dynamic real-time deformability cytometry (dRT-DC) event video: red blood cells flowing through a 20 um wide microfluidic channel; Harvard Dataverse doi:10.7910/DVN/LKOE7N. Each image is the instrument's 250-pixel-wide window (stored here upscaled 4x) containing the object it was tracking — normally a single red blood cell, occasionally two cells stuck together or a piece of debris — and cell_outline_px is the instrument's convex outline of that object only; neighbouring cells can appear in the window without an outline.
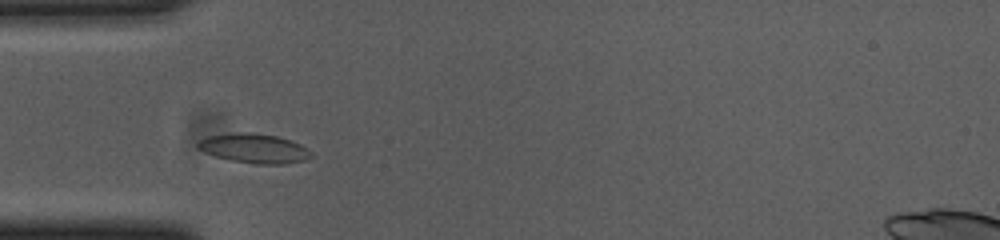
{"species": "common noctule bat (a hibernating species)", "species_latin": "Nyctalus noctula", "temperature_condition": "cold", "stored_images_in_passage": 33, "camera_frame_rate_fps": 3000, "um_per_image_px": 0.085, "animal": {"sex": "female", "body_mass_g": 23.0, "forearm_length_mm": 53.4}, "frame": {"image": 1, "passage_image": 4, "time_ms": 1.0, "image_size_px": [1000, 240], "cell_outline_px": [[312, 156], [304, 160], [284, 164], [256, 164], [232, 160], [216, 156], [204, 152], [196, 144], [200, 140], [208, 136], [236, 132], [252, 132], [276, 136], [292, 140], [308, 148], [312, 152]], "centroid_in_image_um": [21.64, 12.6], "position_along_channel_um": 63.4, "area_um2": 19.36}}
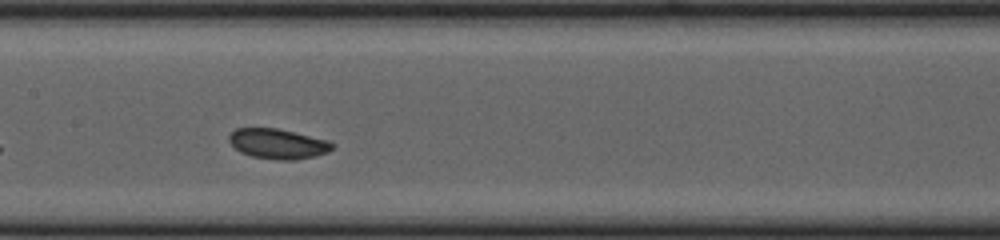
{"frame": {"image": 2, "passage_image": 14, "time_ms": 4.333, "image_size_px": [1000, 240], "cell_outline_px": [[332, 148], [328, 152], [316, 156], [296, 160], [276, 160], [252, 156], [240, 152], [228, 140], [228, 136], [236, 128], [276, 128], [332, 140]], "centroid_in_image_um": [23.65, 12.22], "position_along_channel_um": 183.8, "area_um2": 18.21}}
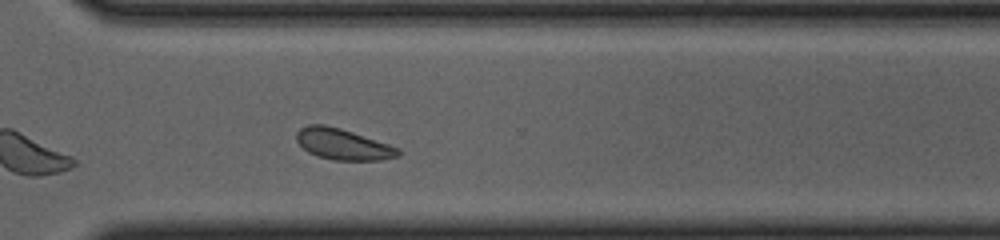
{"frame": {"image": 3, "passage_image": 27, "time_ms": 8.667, "image_size_px": [1000, 240], "cell_outline_px": [[400, 156], [380, 160], [332, 160], [316, 156], [308, 152], [296, 140], [296, 132], [300, 128], [308, 124], [324, 124], [340, 128], [400, 148]], "centroid_in_image_um": [29.13, 12.26], "position_along_channel_um": 341.5, "area_um2": 18.38}}